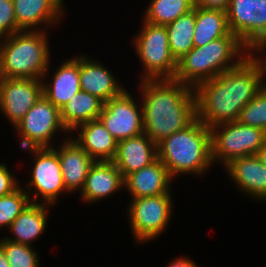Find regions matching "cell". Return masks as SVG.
I'll use <instances>...</instances> for the list:
<instances>
[{"label":"cell","mask_w":266,"mask_h":267,"mask_svg":"<svg viewBox=\"0 0 266 267\" xmlns=\"http://www.w3.org/2000/svg\"><path fill=\"white\" fill-rule=\"evenodd\" d=\"M265 83L262 64L250 53L236 67L194 89L197 118L208 128L238 121L242 108Z\"/></svg>","instance_id":"obj_1"},{"label":"cell","mask_w":266,"mask_h":267,"mask_svg":"<svg viewBox=\"0 0 266 267\" xmlns=\"http://www.w3.org/2000/svg\"><path fill=\"white\" fill-rule=\"evenodd\" d=\"M144 133L158 144L197 118L195 90L175 79L138 81Z\"/></svg>","instance_id":"obj_2"},{"label":"cell","mask_w":266,"mask_h":267,"mask_svg":"<svg viewBox=\"0 0 266 267\" xmlns=\"http://www.w3.org/2000/svg\"><path fill=\"white\" fill-rule=\"evenodd\" d=\"M157 152L158 159L176 181L183 174L202 178L214 166L211 157L210 128L198 118L185 129L159 142Z\"/></svg>","instance_id":"obj_3"},{"label":"cell","mask_w":266,"mask_h":267,"mask_svg":"<svg viewBox=\"0 0 266 267\" xmlns=\"http://www.w3.org/2000/svg\"><path fill=\"white\" fill-rule=\"evenodd\" d=\"M249 54L237 36L230 33L202 47H193L177 61L173 79L195 89L200 83L236 67Z\"/></svg>","instance_id":"obj_4"},{"label":"cell","mask_w":266,"mask_h":267,"mask_svg":"<svg viewBox=\"0 0 266 267\" xmlns=\"http://www.w3.org/2000/svg\"><path fill=\"white\" fill-rule=\"evenodd\" d=\"M50 32L20 31L0 38V77L42 79L52 64Z\"/></svg>","instance_id":"obj_5"},{"label":"cell","mask_w":266,"mask_h":267,"mask_svg":"<svg viewBox=\"0 0 266 267\" xmlns=\"http://www.w3.org/2000/svg\"><path fill=\"white\" fill-rule=\"evenodd\" d=\"M139 32L132 36L131 45L141 62L142 70L137 81L145 79H173L177 61L172 56L165 25L146 21L140 23ZM133 42V43H132Z\"/></svg>","instance_id":"obj_6"},{"label":"cell","mask_w":266,"mask_h":267,"mask_svg":"<svg viewBox=\"0 0 266 267\" xmlns=\"http://www.w3.org/2000/svg\"><path fill=\"white\" fill-rule=\"evenodd\" d=\"M173 199L172 194L129 199L126 216L135 245L150 243L168 230L170 220L175 217Z\"/></svg>","instance_id":"obj_7"},{"label":"cell","mask_w":266,"mask_h":267,"mask_svg":"<svg viewBox=\"0 0 266 267\" xmlns=\"http://www.w3.org/2000/svg\"><path fill=\"white\" fill-rule=\"evenodd\" d=\"M213 165L224 168L237 158L255 155L266 140V132L239 121L225 122L210 128Z\"/></svg>","instance_id":"obj_8"},{"label":"cell","mask_w":266,"mask_h":267,"mask_svg":"<svg viewBox=\"0 0 266 267\" xmlns=\"http://www.w3.org/2000/svg\"><path fill=\"white\" fill-rule=\"evenodd\" d=\"M31 165L26 177L29 178L25 183L27 187L23 186L31 203L58 206L59 197L70 194L63 182L58 154L52 148H44L33 158Z\"/></svg>","instance_id":"obj_9"},{"label":"cell","mask_w":266,"mask_h":267,"mask_svg":"<svg viewBox=\"0 0 266 267\" xmlns=\"http://www.w3.org/2000/svg\"><path fill=\"white\" fill-rule=\"evenodd\" d=\"M126 88L104 103L99 119L118 142L144 133L140 98ZM138 101H137V100Z\"/></svg>","instance_id":"obj_10"},{"label":"cell","mask_w":266,"mask_h":267,"mask_svg":"<svg viewBox=\"0 0 266 267\" xmlns=\"http://www.w3.org/2000/svg\"><path fill=\"white\" fill-rule=\"evenodd\" d=\"M229 30L251 52L266 38V0H230Z\"/></svg>","instance_id":"obj_11"},{"label":"cell","mask_w":266,"mask_h":267,"mask_svg":"<svg viewBox=\"0 0 266 267\" xmlns=\"http://www.w3.org/2000/svg\"><path fill=\"white\" fill-rule=\"evenodd\" d=\"M14 127L21 133L36 139L45 148H53L56 145L55 142L59 143L70 137V133L62 123L60 110L44 95ZM56 136L60 141L56 140Z\"/></svg>","instance_id":"obj_12"},{"label":"cell","mask_w":266,"mask_h":267,"mask_svg":"<svg viewBox=\"0 0 266 267\" xmlns=\"http://www.w3.org/2000/svg\"><path fill=\"white\" fill-rule=\"evenodd\" d=\"M42 95V79L0 77V114L14 127Z\"/></svg>","instance_id":"obj_13"},{"label":"cell","mask_w":266,"mask_h":267,"mask_svg":"<svg viewBox=\"0 0 266 267\" xmlns=\"http://www.w3.org/2000/svg\"><path fill=\"white\" fill-rule=\"evenodd\" d=\"M13 5L18 32L52 30L68 11L64 0H13Z\"/></svg>","instance_id":"obj_14"},{"label":"cell","mask_w":266,"mask_h":267,"mask_svg":"<svg viewBox=\"0 0 266 267\" xmlns=\"http://www.w3.org/2000/svg\"><path fill=\"white\" fill-rule=\"evenodd\" d=\"M51 66L53 65H49L42 78L43 95L61 110L74 94L81 91L79 54L77 56L72 55L65 61L62 60V63L57 65L54 70Z\"/></svg>","instance_id":"obj_15"},{"label":"cell","mask_w":266,"mask_h":267,"mask_svg":"<svg viewBox=\"0 0 266 267\" xmlns=\"http://www.w3.org/2000/svg\"><path fill=\"white\" fill-rule=\"evenodd\" d=\"M223 170L243 196L265 203L266 166L256 155L234 159Z\"/></svg>","instance_id":"obj_16"},{"label":"cell","mask_w":266,"mask_h":267,"mask_svg":"<svg viewBox=\"0 0 266 267\" xmlns=\"http://www.w3.org/2000/svg\"><path fill=\"white\" fill-rule=\"evenodd\" d=\"M112 69L92 59L88 54H79V73L81 91L88 92L101 99L104 103L119 96L126 86L118 81ZM125 86V87H124Z\"/></svg>","instance_id":"obj_17"},{"label":"cell","mask_w":266,"mask_h":267,"mask_svg":"<svg viewBox=\"0 0 266 267\" xmlns=\"http://www.w3.org/2000/svg\"><path fill=\"white\" fill-rule=\"evenodd\" d=\"M124 192V177L113 161H95L79 192L81 201L85 204L108 200L116 193Z\"/></svg>","instance_id":"obj_18"},{"label":"cell","mask_w":266,"mask_h":267,"mask_svg":"<svg viewBox=\"0 0 266 267\" xmlns=\"http://www.w3.org/2000/svg\"><path fill=\"white\" fill-rule=\"evenodd\" d=\"M174 180L164 164L157 159L149 166L134 171L124 178L128 198L136 199L172 193ZM172 186V187H171Z\"/></svg>","instance_id":"obj_19"},{"label":"cell","mask_w":266,"mask_h":267,"mask_svg":"<svg viewBox=\"0 0 266 267\" xmlns=\"http://www.w3.org/2000/svg\"><path fill=\"white\" fill-rule=\"evenodd\" d=\"M52 149L58 154L66 190L69 193L78 194L95 161L71 137L56 143Z\"/></svg>","instance_id":"obj_20"},{"label":"cell","mask_w":266,"mask_h":267,"mask_svg":"<svg viewBox=\"0 0 266 267\" xmlns=\"http://www.w3.org/2000/svg\"><path fill=\"white\" fill-rule=\"evenodd\" d=\"M70 137L94 161H113L116 156L118 141L112 137L100 119L79 125L70 132Z\"/></svg>","instance_id":"obj_21"},{"label":"cell","mask_w":266,"mask_h":267,"mask_svg":"<svg viewBox=\"0 0 266 267\" xmlns=\"http://www.w3.org/2000/svg\"><path fill=\"white\" fill-rule=\"evenodd\" d=\"M157 159V144L142 133L119 141L113 162L125 178L130 173L149 166Z\"/></svg>","instance_id":"obj_22"},{"label":"cell","mask_w":266,"mask_h":267,"mask_svg":"<svg viewBox=\"0 0 266 267\" xmlns=\"http://www.w3.org/2000/svg\"><path fill=\"white\" fill-rule=\"evenodd\" d=\"M53 208L51 205L30 203L6 229L11 235L4 236V238L34 247L33 242L45 234L49 213Z\"/></svg>","instance_id":"obj_23"},{"label":"cell","mask_w":266,"mask_h":267,"mask_svg":"<svg viewBox=\"0 0 266 267\" xmlns=\"http://www.w3.org/2000/svg\"><path fill=\"white\" fill-rule=\"evenodd\" d=\"M104 102L88 92L79 91L61 108L60 117L68 132L79 125L99 119Z\"/></svg>","instance_id":"obj_24"},{"label":"cell","mask_w":266,"mask_h":267,"mask_svg":"<svg viewBox=\"0 0 266 267\" xmlns=\"http://www.w3.org/2000/svg\"><path fill=\"white\" fill-rule=\"evenodd\" d=\"M230 33L225 10L195 6L194 47H202Z\"/></svg>","instance_id":"obj_25"},{"label":"cell","mask_w":266,"mask_h":267,"mask_svg":"<svg viewBox=\"0 0 266 267\" xmlns=\"http://www.w3.org/2000/svg\"><path fill=\"white\" fill-rule=\"evenodd\" d=\"M165 26L172 56L178 61L194 47L195 7Z\"/></svg>","instance_id":"obj_26"},{"label":"cell","mask_w":266,"mask_h":267,"mask_svg":"<svg viewBox=\"0 0 266 267\" xmlns=\"http://www.w3.org/2000/svg\"><path fill=\"white\" fill-rule=\"evenodd\" d=\"M144 9L143 21L167 25L195 7V0H151Z\"/></svg>","instance_id":"obj_27"},{"label":"cell","mask_w":266,"mask_h":267,"mask_svg":"<svg viewBox=\"0 0 266 267\" xmlns=\"http://www.w3.org/2000/svg\"><path fill=\"white\" fill-rule=\"evenodd\" d=\"M0 247L4 251L10 267H41L40 254L33 246L15 243L2 236Z\"/></svg>","instance_id":"obj_28"},{"label":"cell","mask_w":266,"mask_h":267,"mask_svg":"<svg viewBox=\"0 0 266 267\" xmlns=\"http://www.w3.org/2000/svg\"><path fill=\"white\" fill-rule=\"evenodd\" d=\"M31 203L23 183L12 193L0 197V229H8L15 218Z\"/></svg>","instance_id":"obj_29"},{"label":"cell","mask_w":266,"mask_h":267,"mask_svg":"<svg viewBox=\"0 0 266 267\" xmlns=\"http://www.w3.org/2000/svg\"><path fill=\"white\" fill-rule=\"evenodd\" d=\"M238 121L266 132V83L256 96L242 108Z\"/></svg>","instance_id":"obj_30"},{"label":"cell","mask_w":266,"mask_h":267,"mask_svg":"<svg viewBox=\"0 0 266 267\" xmlns=\"http://www.w3.org/2000/svg\"><path fill=\"white\" fill-rule=\"evenodd\" d=\"M18 32L13 0H0V38Z\"/></svg>","instance_id":"obj_31"},{"label":"cell","mask_w":266,"mask_h":267,"mask_svg":"<svg viewBox=\"0 0 266 267\" xmlns=\"http://www.w3.org/2000/svg\"><path fill=\"white\" fill-rule=\"evenodd\" d=\"M7 165L0 162V197L12 193L21 185L20 179L17 178L18 174Z\"/></svg>","instance_id":"obj_32"},{"label":"cell","mask_w":266,"mask_h":267,"mask_svg":"<svg viewBox=\"0 0 266 267\" xmlns=\"http://www.w3.org/2000/svg\"><path fill=\"white\" fill-rule=\"evenodd\" d=\"M11 128L15 130V137H17V141H19L18 144H20V147L22 148L21 150H25V152H27L26 154H31L30 157H32V159L45 148L36 139H33L30 136L21 133L15 127Z\"/></svg>","instance_id":"obj_33"},{"label":"cell","mask_w":266,"mask_h":267,"mask_svg":"<svg viewBox=\"0 0 266 267\" xmlns=\"http://www.w3.org/2000/svg\"><path fill=\"white\" fill-rule=\"evenodd\" d=\"M230 0H195V6L227 10Z\"/></svg>","instance_id":"obj_34"},{"label":"cell","mask_w":266,"mask_h":267,"mask_svg":"<svg viewBox=\"0 0 266 267\" xmlns=\"http://www.w3.org/2000/svg\"><path fill=\"white\" fill-rule=\"evenodd\" d=\"M200 265L195 263L193 259H191L187 255L177 256L175 258H172V261L166 265V267H199Z\"/></svg>","instance_id":"obj_35"},{"label":"cell","mask_w":266,"mask_h":267,"mask_svg":"<svg viewBox=\"0 0 266 267\" xmlns=\"http://www.w3.org/2000/svg\"><path fill=\"white\" fill-rule=\"evenodd\" d=\"M250 53L262 64L266 77V38Z\"/></svg>","instance_id":"obj_36"},{"label":"cell","mask_w":266,"mask_h":267,"mask_svg":"<svg viewBox=\"0 0 266 267\" xmlns=\"http://www.w3.org/2000/svg\"><path fill=\"white\" fill-rule=\"evenodd\" d=\"M257 158L266 166V140L262 147L255 154Z\"/></svg>","instance_id":"obj_37"},{"label":"cell","mask_w":266,"mask_h":267,"mask_svg":"<svg viewBox=\"0 0 266 267\" xmlns=\"http://www.w3.org/2000/svg\"><path fill=\"white\" fill-rule=\"evenodd\" d=\"M0 267H10L3 249L0 247Z\"/></svg>","instance_id":"obj_38"}]
</instances>
